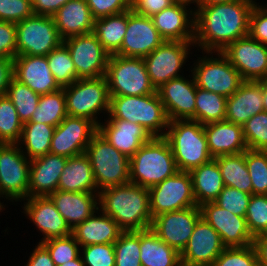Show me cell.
Listing matches in <instances>:
<instances>
[{"label":"cell","instance_id":"17","mask_svg":"<svg viewBox=\"0 0 267 266\" xmlns=\"http://www.w3.org/2000/svg\"><path fill=\"white\" fill-rule=\"evenodd\" d=\"M238 70L244 81L267 77V45L249 35L230 43L221 51Z\"/></svg>","mask_w":267,"mask_h":266},{"label":"cell","instance_id":"52","mask_svg":"<svg viewBox=\"0 0 267 266\" xmlns=\"http://www.w3.org/2000/svg\"><path fill=\"white\" fill-rule=\"evenodd\" d=\"M258 2L253 6L249 17V36L267 45V3L266 5Z\"/></svg>","mask_w":267,"mask_h":266},{"label":"cell","instance_id":"51","mask_svg":"<svg viewBox=\"0 0 267 266\" xmlns=\"http://www.w3.org/2000/svg\"><path fill=\"white\" fill-rule=\"evenodd\" d=\"M33 15L32 0H0V21L18 23Z\"/></svg>","mask_w":267,"mask_h":266},{"label":"cell","instance_id":"32","mask_svg":"<svg viewBox=\"0 0 267 266\" xmlns=\"http://www.w3.org/2000/svg\"><path fill=\"white\" fill-rule=\"evenodd\" d=\"M58 190L99 193L90 159L85 153L67 159L59 178Z\"/></svg>","mask_w":267,"mask_h":266},{"label":"cell","instance_id":"62","mask_svg":"<svg viewBox=\"0 0 267 266\" xmlns=\"http://www.w3.org/2000/svg\"><path fill=\"white\" fill-rule=\"evenodd\" d=\"M60 266H85V265L83 263L81 255H79L76 259L65 262Z\"/></svg>","mask_w":267,"mask_h":266},{"label":"cell","instance_id":"15","mask_svg":"<svg viewBox=\"0 0 267 266\" xmlns=\"http://www.w3.org/2000/svg\"><path fill=\"white\" fill-rule=\"evenodd\" d=\"M98 126L91 120L67 115L55 127L50 153L67 158L84 154Z\"/></svg>","mask_w":267,"mask_h":266},{"label":"cell","instance_id":"26","mask_svg":"<svg viewBox=\"0 0 267 266\" xmlns=\"http://www.w3.org/2000/svg\"><path fill=\"white\" fill-rule=\"evenodd\" d=\"M67 157L48 153L31 160L28 197L49 196L58 190Z\"/></svg>","mask_w":267,"mask_h":266},{"label":"cell","instance_id":"64","mask_svg":"<svg viewBox=\"0 0 267 266\" xmlns=\"http://www.w3.org/2000/svg\"><path fill=\"white\" fill-rule=\"evenodd\" d=\"M3 203L4 202L1 203V201H0V212L5 210V205Z\"/></svg>","mask_w":267,"mask_h":266},{"label":"cell","instance_id":"53","mask_svg":"<svg viewBox=\"0 0 267 266\" xmlns=\"http://www.w3.org/2000/svg\"><path fill=\"white\" fill-rule=\"evenodd\" d=\"M94 19L126 12L131 9V0H86Z\"/></svg>","mask_w":267,"mask_h":266},{"label":"cell","instance_id":"31","mask_svg":"<svg viewBox=\"0 0 267 266\" xmlns=\"http://www.w3.org/2000/svg\"><path fill=\"white\" fill-rule=\"evenodd\" d=\"M52 17L63 40L93 31L94 18L86 0H70Z\"/></svg>","mask_w":267,"mask_h":266},{"label":"cell","instance_id":"44","mask_svg":"<svg viewBox=\"0 0 267 266\" xmlns=\"http://www.w3.org/2000/svg\"><path fill=\"white\" fill-rule=\"evenodd\" d=\"M245 161L252 181V194L267 195V151L247 149Z\"/></svg>","mask_w":267,"mask_h":266},{"label":"cell","instance_id":"39","mask_svg":"<svg viewBox=\"0 0 267 266\" xmlns=\"http://www.w3.org/2000/svg\"><path fill=\"white\" fill-rule=\"evenodd\" d=\"M226 100L223 95L196 88L195 121L202 125L224 121L226 116Z\"/></svg>","mask_w":267,"mask_h":266},{"label":"cell","instance_id":"20","mask_svg":"<svg viewBox=\"0 0 267 266\" xmlns=\"http://www.w3.org/2000/svg\"><path fill=\"white\" fill-rule=\"evenodd\" d=\"M225 248L218 232L201 217L180 253L182 266H211Z\"/></svg>","mask_w":267,"mask_h":266},{"label":"cell","instance_id":"60","mask_svg":"<svg viewBox=\"0 0 267 266\" xmlns=\"http://www.w3.org/2000/svg\"><path fill=\"white\" fill-rule=\"evenodd\" d=\"M262 86L263 108L267 112V77L259 80Z\"/></svg>","mask_w":267,"mask_h":266},{"label":"cell","instance_id":"6","mask_svg":"<svg viewBox=\"0 0 267 266\" xmlns=\"http://www.w3.org/2000/svg\"><path fill=\"white\" fill-rule=\"evenodd\" d=\"M99 191L130 182V158L118 151L98 132L86 148Z\"/></svg>","mask_w":267,"mask_h":266},{"label":"cell","instance_id":"2","mask_svg":"<svg viewBox=\"0 0 267 266\" xmlns=\"http://www.w3.org/2000/svg\"><path fill=\"white\" fill-rule=\"evenodd\" d=\"M99 209L109 215L123 231L151 228L149 189L127 183L99 191Z\"/></svg>","mask_w":267,"mask_h":266},{"label":"cell","instance_id":"18","mask_svg":"<svg viewBox=\"0 0 267 266\" xmlns=\"http://www.w3.org/2000/svg\"><path fill=\"white\" fill-rule=\"evenodd\" d=\"M201 216L220 235L226 248L246 247L253 244L245 216H238L221 208L215 202H206L200 206Z\"/></svg>","mask_w":267,"mask_h":266},{"label":"cell","instance_id":"63","mask_svg":"<svg viewBox=\"0 0 267 266\" xmlns=\"http://www.w3.org/2000/svg\"><path fill=\"white\" fill-rule=\"evenodd\" d=\"M236 0H201V5H211L215 3H228Z\"/></svg>","mask_w":267,"mask_h":266},{"label":"cell","instance_id":"16","mask_svg":"<svg viewBox=\"0 0 267 266\" xmlns=\"http://www.w3.org/2000/svg\"><path fill=\"white\" fill-rule=\"evenodd\" d=\"M201 217L200 206H191L154 217L151 229L159 239L181 253Z\"/></svg>","mask_w":267,"mask_h":266},{"label":"cell","instance_id":"33","mask_svg":"<svg viewBox=\"0 0 267 266\" xmlns=\"http://www.w3.org/2000/svg\"><path fill=\"white\" fill-rule=\"evenodd\" d=\"M189 173L197 206L214 202L225 186L216 160L213 158Z\"/></svg>","mask_w":267,"mask_h":266},{"label":"cell","instance_id":"46","mask_svg":"<svg viewBox=\"0 0 267 266\" xmlns=\"http://www.w3.org/2000/svg\"><path fill=\"white\" fill-rule=\"evenodd\" d=\"M41 243L49 251L55 266L74 260L80 255V245L72 234L66 237L51 238Z\"/></svg>","mask_w":267,"mask_h":266},{"label":"cell","instance_id":"54","mask_svg":"<svg viewBox=\"0 0 267 266\" xmlns=\"http://www.w3.org/2000/svg\"><path fill=\"white\" fill-rule=\"evenodd\" d=\"M16 56V23L0 21V58L14 59Z\"/></svg>","mask_w":267,"mask_h":266},{"label":"cell","instance_id":"10","mask_svg":"<svg viewBox=\"0 0 267 266\" xmlns=\"http://www.w3.org/2000/svg\"><path fill=\"white\" fill-rule=\"evenodd\" d=\"M62 43L51 16L33 15L16 23L17 56H47Z\"/></svg>","mask_w":267,"mask_h":266},{"label":"cell","instance_id":"57","mask_svg":"<svg viewBox=\"0 0 267 266\" xmlns=\"http://www.w3.org/2000/svg\"><path fill=\"white\" fill-rule=\"evenodd\" d=\"M36 245L24 266H55L47 248L39 242Z\"/></svg>","mask_w":267,"mask_h":266},{"label":"cell","instance_id":"55","mask_svg":"<svg viewBox=\"0 0 267 266\" xmlns=\"http://www.w3.org/2000/svg\"><path fill=\"white\" fill-rule=\"evenodd\" d=\"M172 4L173 0H131V9L137 14L152 17Z\"/></svg>","mask_w":267,"mask_h":266},{"label":"cell","instance_id":"13","mask_svg":"<svg viewBox=\"0 0 267 266\" xmlns=\"http://www.w3.org/2000/svg\"><path fill=\"white\" fill-rule=\"evenodd\" d=\"M152 219L162 213L197 206L189 172L178 171L149 188Z\"/></svg>","mask_w":267,"mask_h":266},{"label":"cell","instance_id":"8","mask_svg":"<svg viewBox=\"0 0 267 266\" xmlns=\"http://www.w3.org/2000/svg\"><path fill=\"white\" fill-rule=\"evenodd\" d=\"M105 78L110 96H142L157 92L140 57L110 55Z\"/></svg>","mask_w":267,"mask_h":266},{"label":"cell","instance_id":"7","mask_svg":"<svg viewBox=\"0 0 267 266\" xmlns=\"http://www.w3.org/2000/svg\"><path fill=\"white\" fill-rule=\"evenodd\" d=\"M66 110L69 116L82 117L100 124L101 113L109 114L110 95L105 76L96 79H78L64 87ZM100 119V120H99Z\"/></svg>","mask_w":267,"mask_h":266},{"label":"cell","instance_id":"47","mask_svg":"<svg viewBox=\"0 0 267 266\" xmlns=\"http://www.w3.org/2000/svg\"><path fill=\"white\" fill-rule=\"evenodd\" d=\"M245 219L254 238L267 231V195H251Z\"/></svg>","mask_w":267,"mask_h":266},{"label":"cell","instance_id":"30","mask_svg":"<svg viewBox=\"0 0 267 266\" xmlns=\"http://www.w3.org/2000/svg\"><path fill=\"white\" fill-rule=\"evenodd\" d=\"M122 232L123 230L116 221L99 208L88 219L72 229V235L80 247L95 244H114Z\"/></svg>","mask_w":267,"mask_h":266},{"label":"cell","instance_id":"28","mask_svg":"<svg viewBox=\"0 0 267 266\" xmlns=\"http://www.w3.org/2000/svg\"><path fill=\"white\" fill-rule=\"evenodd\" d=\"M203 128L209 152L214 159L219 156L242 153L248 149L241 125L224 120L205 124Z\"/></svg>","mask_w":267,"mask_h":266},{"label":"cell","instance_id":"25","mask_svg":"<svg viewBox=\"0 0 267 266\" xmlns=\"http://www.w3.org/2000/svg\"><path fill=\"white\" fill-rule=\"evenodd\" d=\"M98 133L118 151L131 158L152 136L140 124L122 119H105Z\"/></svg>","mask_w":267,"mask_h":266},{"label":"cell","instance_id":"9","mask_svg":"<svg viewBox=\"0 0 267 266\" xmlns=\"http://www.w3.org/2000/svg\"><path fill=\"white\" fill-rule=\"evenodd\" d=\"M202 54L206 55L197 57L189 71L197 87L230 97L244 82L240 73L222 52L206 51Z\"/></svg>","mask_w":267,"mask_h":266},{"label":"cell","instance_id":"1","mask_svg":"<svg viewBox=\"0 0 267 266\" xmlns=\"http://www.w3.org/2000/svg\"><path fill=\"white\" fill-rule=\"evenodd\" d=\"M256 0L201 5L195 10L194 48L202 52L223 51L249 34V17Z\"/></svg>","mask_w":267,"mask_h":266},{"label":"cell","instance_id":"34","mask_svg":"<svg viewBox=\"0 0 267 266\" xmlns=\"http://www.w3.org/2000/svg\"><path fill=\"white\" fill-rule=\"evenodd\" d=\"M140 253L142 266H182L180 253L159 239L151 228L140 230Z\"/></svg>","mask_w":267,"mask_h":266},{"label":"cell","instance_id":"42","mask_svg":"<svg viewBox=\"0 0 267 266\" xmlns=\"http://www.w3.org/2000/svg\"><path fill=\"white\" fill-rule=\"evenodd\" d=\"M22 129L23 123L13 103L6 94L0 96V144L18 143Z\"/></svg>","mask_w":267,"mask_h":266},{"label":"cell","instance_id":"37","mask_svg":"<svg viewBox=\"0 0 267 266\" xmlns=\"http://www.w3.org/2000/svg\"><path fill=\"white\" fill-rule=\"evenodd\" d=\"M225 186L252 195V181L245 161V152L215 158Z\"/></svg>","mask_w":267,"mask_h":266},{"label":"cell","instance_id":"41","mask_svg":"<svg viewBox=\"0 0 267 266\" xmlns=\"http://www.w3.org/2000/svg\"><path fill=\"white\" fill-rule=\"evenodd\" d=\"M46 57L51 73L61 88L69 86L77 80L71 55L63 43L53 49Z\"/></svg>","mask_w":267,"mask_h":266},{"label":"cell","instance_id":"38","mask_svg":"<svg viewBox=\"0 0 267 266\" xmlns=\"http://www.w3.org/2000/svg\"><path fill=\"white\" fill-rule=\"evenodd\" d=\"M67 115L64 88H61L56 92L40 96L29 122H40L57 127Z\"/></svg>","mask_w":267,"mask_h":266},{"label":"cell","instance_id":"49","mask_svg":"<svg viewBox=\"0 0 267 266\" xmlns=\"http://www.w3.org/2000/svg\"><path fill=\"white\" fill-rule=\"evenodd\" d=\"M250 199L251 194L240 191L234 187L224 186L214 202L221 208L227 209L235 215L245 216Z\"/></svg>","mask_w":267,"mask_h":266},{"label":"cell","instance_id":"61","mask_svg":"<svg viewBox=\"0 0 267 266\" xmlns=\"http://www.w3.org/2000/svg\"><path fill=\"white\" fill-rule=\"evenodd\" d=\"M174 3L176 4H181V5H185L190 7V5L195 6V8L193 7V10H197L200 6H201V0H173ZM196 4V5H195Z\"/></svg>","mask_w":267,"mask_h":266},{"label":"cell","instance_id":"43","mask_svg":"<svg viewBox=\"0 0 267 266\" xmlns=\"http://www.w3.org/2000/svg\"><path fill=\"white\" fill-rule=\"evenodd\" d=\"M113 245L115 266H142L140 259V230L123 231Z\"/></svg>","mask_w":267,"mask_h":266},{"label":"cell","instance_id":"11","mask_svg":"<svg viewBox=\"0 0 267 266\" xmlns=\"http://www.w3.org/2000/svg\"><path fill=\"white\" fill-rule=\"evenodd\" d=\"M30 164L17 143L0 144V199L21 202L28 198Z\"/></svg>","mask_w":267,"mask_h":266},{"label":"cell","instance_id":"4","mask_svg":"<svg viewBox=\"0 0 267 266\" xmlns=\"http://www.w3.org/2000/svg\"><path fill=\"white\" fill-rule=\"evenodd\" d=\"M106 119L140 124L152 137H165L169 119L158 92L142 96H110Z\"/></svg>","mask_w":267,"mask_h":266},{"label":"cell","instance_id":"21","mask_svg":"<svg viewBox=\"0 0 267 266\" xmlns=\"http://www.w3.org/2000/svg\"><path fill=\"white\" fill-rule=\"evenodd\" d=\"M190 75L189 78L191 79L181 76L179 78L171 79L157 89L169 121H195L197 85L192 72Z\"/></svg>","mask_w":267,"mask_h":266},{"label":"cell","instance_id":"40","mask_svg":"<svg viewBox=\"0 0 267 266\" xmlns=\"http://www.w3.org/2000/svg\"><path fill=\"white\" fill-rule=\"evenodd\" d=\"M6 96L13 103L20 121L24 124L31 120L41 95L13 77L7 88Z\"/></svg>","mask_w":267,"mask_h":266},{"label":"cell","instance_id":"56","mask_svg":"<svg viewBox=\"0 0 267 266\" xmlns=\"http://www.w3.org/2000/svg\"><path fill=\"white\" fill-rule=\"evenodd\" d=\"M70 0H32L34 15L53 16Z\"/></svg>","mask_w":267,"mask_h":266},{"label":"cell","instance_id":"12","mask_svg":"<svg viewBox=\"0 0 267 266\" xmlns=\"http://www.w3.org/2000/svg\"><path fill=\"white\" fill-rule=\"evenodd\" d=\"M192 46L194 42L164 41L143 58L151 84L156 90L171 79L184 75L182 67L192 54Z\"/></svg>","mask_w":267,"mask_h":266},{"label":"cell","instance_id":"35","mask_svg":"<svg viewBox=\"0 0 267 266\" xmlns=\"http://www.w3.org/2000/svg\"><path fill=\"white\" fill-rule=\"evenodd\" d=\"M127 30V11L94 19L92 33L98 38L104 49L110 54H116Z\"/></svg>","mask_w":267,"mask_h":266},{"label":"cell","instance_id":"24","mask_svg":"<svg viewBox=\"0 0 267 266\" xmlns=\"http://www.w3.org/2000/svg\"><path fill=\"white\" fill-rule=\"evenodd\" d=\"M188 8L174 3L151 17L165 41L194 42L195 11Z\"/></svg>","mask_w":267,"mask_h":266},{"label":"cell","instance_id":"27","mask_svg":"<svg viewBox=\"0 0 267 266\" xmlns=\"http://www.w3.org/2000/svg\"><path fill=\"white\" fill-rule=\"evenodd\" d=\"M264 111L259 81H244L226 100L225 120L243 126L252 116Z\"/></svg>","mask_w":267,"mask_h":266},{"label":"cell","instance_id":"48","mask_svg":"<svg viewBox=\"0 0 267 266\" xmlns=\"http://www.w3.org/2000/svg\"><path fill=\"white\" fill-rule=\"evenodd\" d=\"M211 266H259L253 244L246 247L225 248Z\"/></svg>","mask_w":267,"mask_h":266},{"label":"cell","instance_id":"3","mask_svg":"<svg viewBox=\"0 0 267 266\" xmlns=\"http://www.w3.org/2000/svg\"><path fill=\"white\" fill-rule=\"evenodd\" d=\"M178 171L165 137H152L130 158V183L148 189Z\"/></svg>","mask_w":267,"mask_h":266},{"label":"cell","instance_id":"14","mask_svg":"<svg viewBox=\"0 0 267 266\" xmlns=\"http://www.w3.org/2000/svg\"><path fill=\"white\" fill-rule=\"evenodd\" d=\"M68 48L78 79H96L106 74L110 54L91 32L63 40Z\"/></svg>","mask_w":267,"mask_h":266},{"label":"cell","instance_id":"19","mask_svg":"<svg viewBox=\"0 0 267 266\" xmlns=\"http://www.w3.org/2000/svg\"><path fill=\"white\" fill-rule=\"evenodd\" d=\"M164 41L151 17L137 14L130 9L127 11V30L116 55L144 58Z\"/></svg>","mask_w":267,"mask_h":266},{"label":"cell","instance_id":"58","mask_svg":"<svg viewBox=\"0 0 267 266\" xmlns=\"http://www.w3.org/2000/svg\"><path fill=\"white\" fill-rule=\"evenodd\" d=\"M13 77V59L0 58V96L6 94Z\"/></svg>","mask_w":267,"mask_h":266},{"label":"cell","instance_id":"36","mask_svg":"<svg viewBox=\"0 0 267 266\" xmlns=\"http://www.w3.org/2000/svg\"><path fill=\"white\" fill-rule=\"evenodd\" d=\"M55 127L45 123L26 122L23 124L19 142L23 154L30 160L50 153Z\"/></svg>","mask_w":267,"mask_h":266},{"label":"cell","instance_id":"5","mask_svg":"<svg viewBox=\"0 0 267 266\" xmlns=\"http://www.w3.org/2000/svg\"><path fill=\"white\" fill-rule=\"evenodd\" d=\"M165 138L171 146L179 171L190 172L213 159L203 125L197 121H169Z\"/></svg>","mask_w":267,"mask_h":266},{"label":"cell","instance_id":"29","mask_svg":"<svg viewBox=\"0 0 267 266\" xmlns=\"http://www.w3.org/2000/svg\"><path fill=\"white\" fill-rule=\"evenodd\" d=\"M49 197L71 229L88 219L99 208L98 193L56 190Z\"/></svg>","mask_w":267,"mask_h":266},{"label":"cell","instance_id":"45","mask_svg":"<svg viewBox=\"0 0 267 266\" xmlns=\"http://www.w3.org/2000/svg\"><path fill=\"white\" fill-rule=\"evenodd\" d=\"M243 136L250 150H267V112L252 116L243 125Z\"/></svg>","mask_w":267,"mask_h":266},{"label":"cell","instance_id":"23","mask_svg":"<svg viewBox=\"0 0 267 266\" xmlns=\"http://www.w3.org/2000/svg\"><path fill=\"white\" fill-rule=\"evenodd\" d=\"M13 76L40 95L61 89L51 73L46 56H16L13 59Z\"/></svg>","mask_w":267,"mask_h":266},{"label":"cell","instance_id":"22","mask_svg":"<svg viewBox=\"0 0 267 266\" xmlns=\"http://www.w3.org/2000/svg\"><path fill=\"white\" fill-rule=\"evenodd\" d=\"M23 212L43 237L39 243L72 234V229L56 209L49 196H34L23 200Z\"/></svg>","mask_w":267,"mask_h":266},{"label":"cell","instance_id":"59","mask_svg":"<svg viewBox=\"0 0 267 266\" xmlns=\"http://www.w3.org/2000/svg\"><path fill=\"white\" fill-rule=\"evenodd\" d=\"M253 246L257 253L258 265L267 266V235L256 236Z\"/></svg>","mask_w":267,"mask_h":266},{"label":"cell","instance_id":"50","mask_svg":"<svg viewBox=\"0 0 267 266\" xmlns=\"http://www.w3.org/2000/svg\"><path fill=\"white\" fill-rule=\"evenodd\" d=\"M80 255L85 266H115L113 244H95L80 247Z\"/></svg>","mask_w":267,"mask_h":266}]
</instances>
